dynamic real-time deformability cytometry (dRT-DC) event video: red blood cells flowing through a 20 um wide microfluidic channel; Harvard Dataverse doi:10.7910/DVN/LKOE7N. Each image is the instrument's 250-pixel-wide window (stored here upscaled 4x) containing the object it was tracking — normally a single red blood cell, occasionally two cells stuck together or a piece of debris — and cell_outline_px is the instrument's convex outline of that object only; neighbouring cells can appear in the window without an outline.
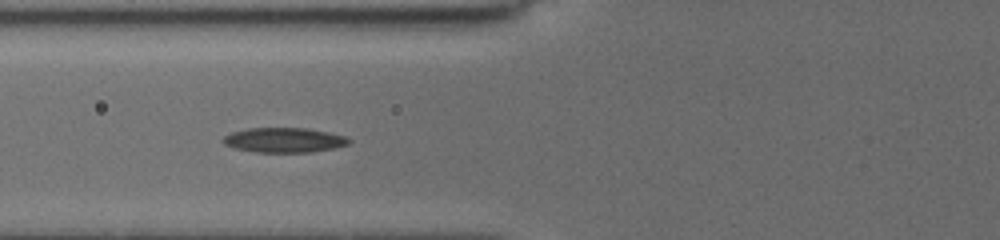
{"species": "common noctule bat (a hibernating species)", "species_latin": "Nyctalus noctula", "temperature_condition": "cold", "stored_images_in_passage": 8, "camera_frame_rate_fps": 3000, "um_per_image_px": 0.085, "animal": {"sex": "female", "body_mass_g": 19.5, "forearm_length_mm": 54.1}, "frame": {"image": 1, "passage_image": 7, "time_ms": 5.333, "image_size_px": [1000, 240], "cell_outline_px": [[352, 140], [348, 144], [336, 148], [312, 152], [252, 152], [232, 148], [224, 144], [224, 136], [232, 132], [248, 128], [308, 128], [348, 136]], "centroid_in_image_um": [24.18, 11.91], "position_along_channel_um": 101.6, "area_um2": 18.38}}